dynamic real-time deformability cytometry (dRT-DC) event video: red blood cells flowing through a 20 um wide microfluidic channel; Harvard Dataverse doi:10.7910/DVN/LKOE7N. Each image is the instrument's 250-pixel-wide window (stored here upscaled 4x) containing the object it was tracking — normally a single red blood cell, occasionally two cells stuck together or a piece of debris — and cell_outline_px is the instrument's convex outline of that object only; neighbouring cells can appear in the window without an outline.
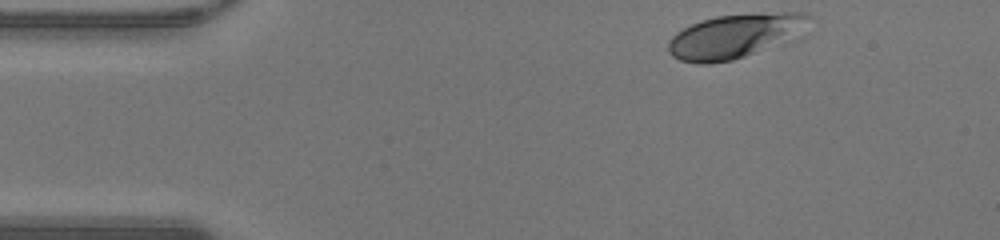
{"species": "human", "species_latin": "Homo sapiens", "temperature_condition": "warm", "stored_images_in_passage": 38, "camera_frame_rate_fps": 3000, "um_per_image_px": 0.085, "donor": {"sex": "male"}, "frame": {"image": 1, "passage_image": 1, "time_ms": 0.0, "image_size_px": [1000, 240], "cell_outline_px": [[812, 16], [752, 52], [744, 56], [732, 60], [708, 64], [696, 64], [680, 60], [672, 56], [668, 52], [668, 40], [676, 32], [692, 24], [716, 16], [784, 12], [808, 12]], "centroid_in_image_um": [62.08, 3.07], "position_along_channel_um": 22.9, "area_um2": 33.12}}
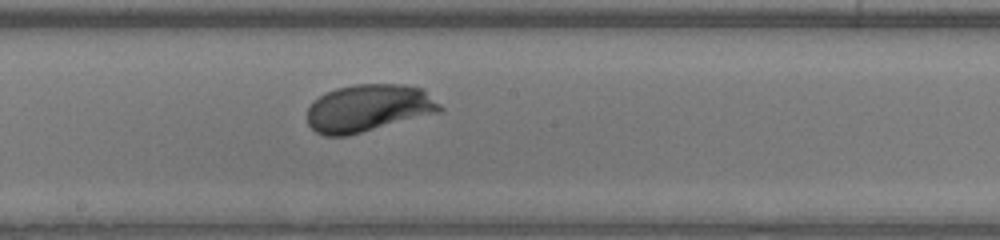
{"frame": {"image": 2, "passage_image": 20, "time_ms": 6.333, "image_size_px": [1000, 240], "cell_outline_px": [[444, 108], [440, 112], [348, 136], [324, 136], [316, 132], [308, 124], [308, 108], [320, 96], [336, 88], [352, 84], [404, 84], [420, 88], [440, 104]], "centroid_in_image_um": [31.32, 9.2], "position_along_channel_um": 216.9, "area_um2": 36.47}}
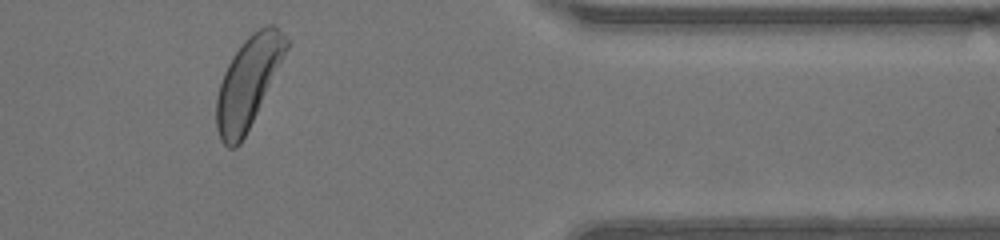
{"frame": {"image": 3, "passage_image": 34, "time_ms": 11.0, "image_size_px": [1000, 240], "cell_outline_px": [[288, 48], [240, 144], [236, 148], [228, 148], [220, 140], [216, 128], [216, 96], [224, 72], [232, 56], [244, 40], [252, 32], [264, 24], [272, 24], [288, 40]], "centroid_in_image_um": [21.05, 6.99], "position_along_channel_um": 390.3, "area_um2": 35.95}, "authors_computed_cell_mechanics": {"area_um2": 36.2117, "velocity_mm_per_s": 4.2721, "shape_relaxation_time_tau1_ms": 1.8733, "shape_relaxation_time_tau2_ms": null, "deformation_change_tau1": 0.1491, "deformation_change_tau2": null}}